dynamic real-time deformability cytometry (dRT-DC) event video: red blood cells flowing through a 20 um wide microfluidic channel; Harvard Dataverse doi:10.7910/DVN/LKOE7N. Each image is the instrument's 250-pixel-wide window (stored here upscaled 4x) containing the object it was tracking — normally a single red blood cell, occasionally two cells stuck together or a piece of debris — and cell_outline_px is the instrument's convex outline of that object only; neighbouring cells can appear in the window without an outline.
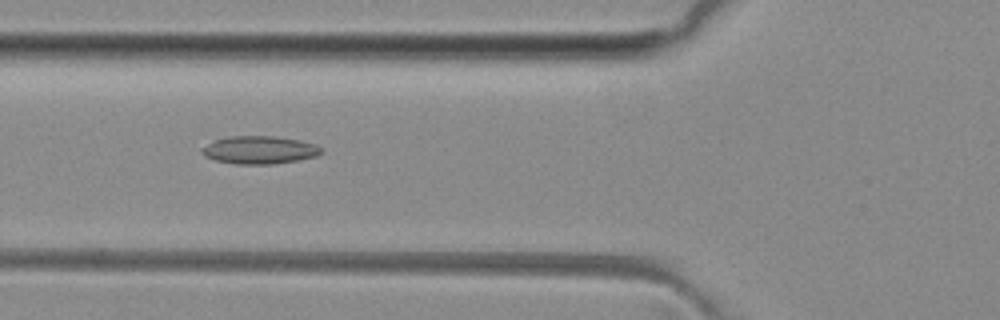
{"species": "common noctule bat (a hibernating species)", "species_latin": "Nyctalus noctula", "temperature_condition": "room temperature", "stored_images_in_passage": 43, "camera_frame_rate_fps": 3000, "um_per_image_px": 0.085, "animal": {"sex": "female", "body_mass_g": 29.2, "forearm_length_mm": 56.3}, "frame": {"image": 1, "passage_image": 11, "time_ms": 3.333, "image_size_px": [1000, 320], "cell_outline_px": [[324, 152], [316, 156], [296, 160], [272, 164], [236, 164], [216, 160], [204, 156], [200, 148], [216, 140], [232, 136], [272, 136], [300, 140], [316, 144]], "centroid_in_image_um": [22.07, 12.75], "position_along_channel_um": 103.7, "area_um2": 19.19}}
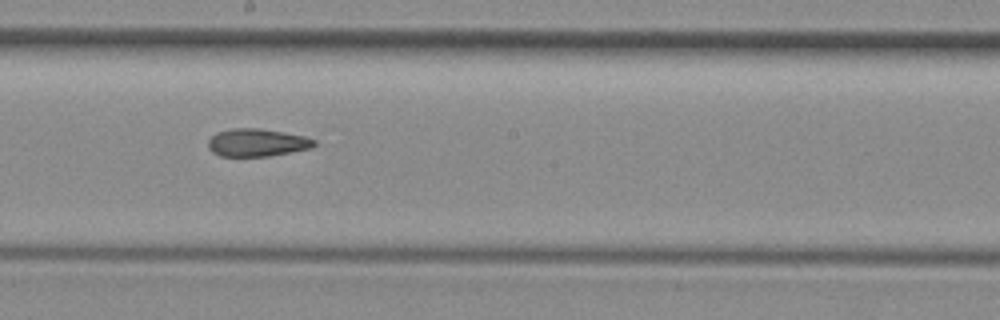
{"frame": {"image": 2, "passage_image": 20, "time_ms": 6.333, "image_size_px": [1000, 320], "cell_outline_px": [[316, 144], [312, 148], [292, 152], [268, 156], [220, 156], [212, 152], [208, 148], [208, 140], [216, 132], [232, 128], [260, 128], [284, 132], [304, 136], [316, 140]], "centroid_in_image_um": [21.84, 12.12], "position_along_channel_um": 226.4, "area_um2": 17.28}}
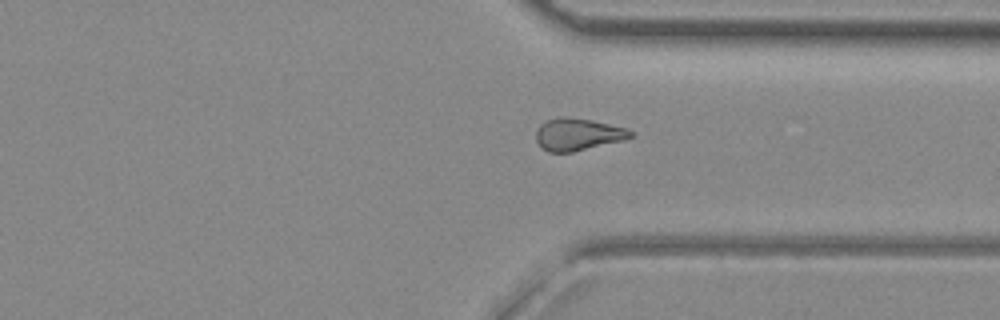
{"frame": {"image": 3, "passage_image": 30, "time_ms": 9.667, "image_size_px": [1000, 320], "cell_outline_px": [[636, 136], [624, 140], [572, 152], [548, 152], [540, 148], [536, 140], [536, 128], [544, 120], [560, 116], [568, 116], [592, 120], [628, 128], [636, 132]], "centroid_in_image_um": [49.13, 11.41], "position_along_channel_um": 362.3, "area_um2": 18.26}, "authors_computed_cell_mechanics": {"area_um2": 17.8602, "velocity_mm_per_s": 4.0776, "shape_relaxation_time_tau1_ms": null, "shape_relaxation_time_tau2_ms": 5.2051, "deformation_change_tau1": null, "deformation_change_tau2": 0.1457}}